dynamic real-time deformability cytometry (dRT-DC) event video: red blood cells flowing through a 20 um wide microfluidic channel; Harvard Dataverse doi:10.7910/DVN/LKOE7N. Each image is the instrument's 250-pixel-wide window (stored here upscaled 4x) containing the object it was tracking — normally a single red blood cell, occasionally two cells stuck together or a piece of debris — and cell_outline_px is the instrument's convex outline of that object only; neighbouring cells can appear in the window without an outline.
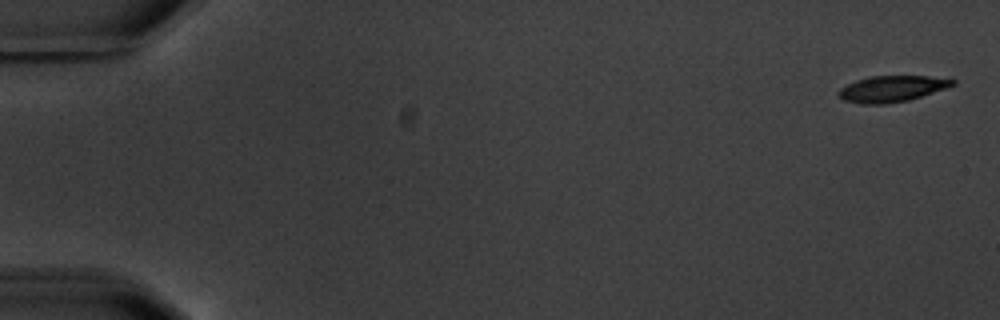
{"species": "common noctule bat (a hibernating species)", "species_latin": "Nyctalus noctula", "temperature_condition": "warm", "stored_images_in_passage": 7, "camera_frame_rate_fps": 3000, "um_per_image_px": 0.085, "animal": {"sex": "male", "body_mass_g": 20.1, "forearm_length_mm": 53.5}, "frame": {"image": 1, "passage_image": 1, "time_ms": 0.0, "image_size_px": [1000, 320], "cell_outline_px": [[956, 84], [908, 100], [884, 104], [860, 104], [844, 100], [836, 92], [840, 88], [856, 80], [868, 76], [928, 76], [956, 80]], "centroid_in_image_um": [75.76, 7.54], "position_along_channel_um": 9.2, "area_um2": 17.17}}
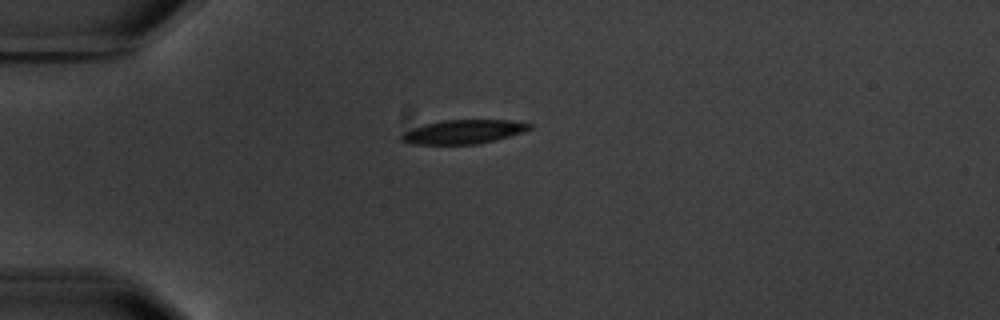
{"frame": {"image": 2, "passage_image": 5, "time_ms": 4.667, "image_size_px": [1000, 320], "cell_outline_px": [[532, 128], [496, 140], [480, 144], [412, 144], [400, 140], [400, 136], [404, 132], [412, 128], [424, 124], [444, 120], [512, 120], [532, 124]], "centroid_in_image_um": [39.37, 11.2], "position_along_channel_um": 45.6, "area_um2": 17.8}}
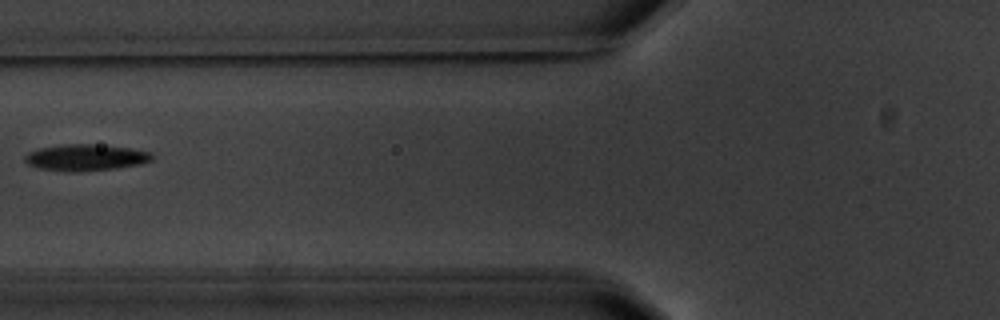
{"frame": {"image": 3, "passage_image": 7, "time_ms": 7.333, "image_size_px": [1000, 320], "cell_outline_px": [[152, 160], [140, 164], [116, 168], [80, 172], [64, 172], [36, 168], [28, 164], [24, 160], [24, 156], [28, 152], [40, 148], [64, 144], [92, 144], [128, 148], [152, 152]], "centroid_in_image_um": [7.23, 13.4], "position_along_channel_um": 118.6, "area_um2": 19.71}}